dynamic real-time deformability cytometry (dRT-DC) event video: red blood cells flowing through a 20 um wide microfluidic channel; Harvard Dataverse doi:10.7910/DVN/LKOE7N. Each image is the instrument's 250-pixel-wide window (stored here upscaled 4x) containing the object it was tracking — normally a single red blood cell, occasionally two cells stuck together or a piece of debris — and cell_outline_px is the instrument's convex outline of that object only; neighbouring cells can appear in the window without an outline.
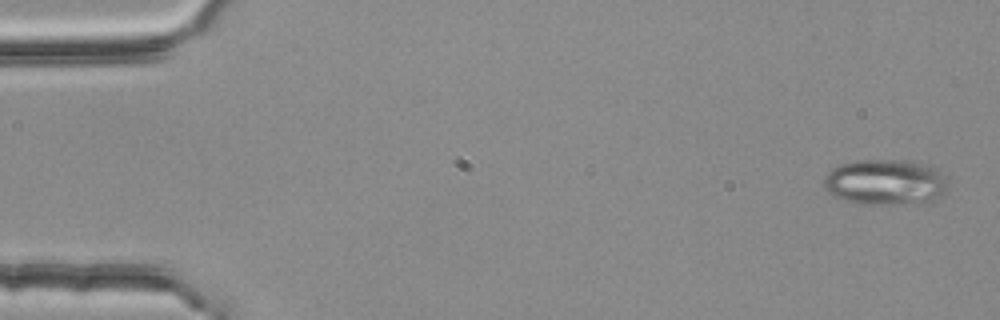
{"species": "common noctule bat (a hibernating species)", "species_latin": "Nyctalus noctula", "temperature_condition": "room temperature", "stored_images_in_passage": 3, "camera_frame_rate_fps": 3000, "um_per_image_px": 0.085, "animal": {"sex": "female", "body_mass_g": 25.1}, "frame": {"image": 1, "passage_image": 1, "time_ms": 0.0, "image_size_px": [1000, 320], "cell_outline_px": [[948, 188], [944, 192], [932, 200], [900, 204], [864, 204], [844, 200], [828, 192], [824, 188], [824, 180], [828, 172], [832, 168], [840, 164], [856, 160], [900, 160], [924, 164], [936, 168], [948, 180]], "centroid_in_image_um": [75.24, 15.47], "position_along_channel_um": 9.8, "area_um2": 32.83}}